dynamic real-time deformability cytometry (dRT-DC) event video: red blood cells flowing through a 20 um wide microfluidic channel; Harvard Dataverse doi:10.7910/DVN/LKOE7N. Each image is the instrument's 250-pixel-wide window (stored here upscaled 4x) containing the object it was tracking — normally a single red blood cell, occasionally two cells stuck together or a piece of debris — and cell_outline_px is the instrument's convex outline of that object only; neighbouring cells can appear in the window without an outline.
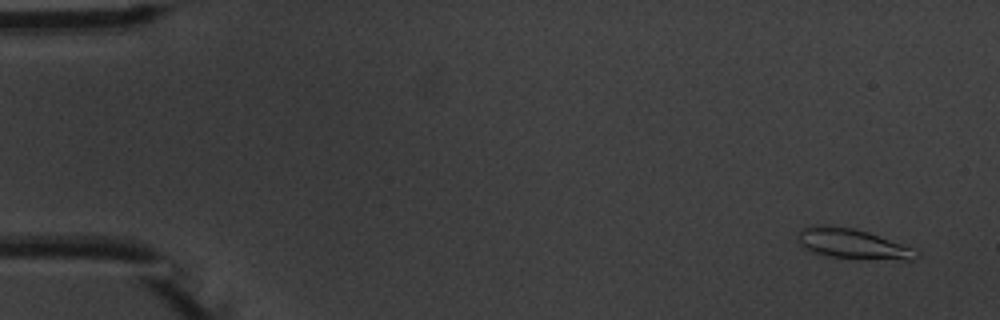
{"species": "common noctule bat (a hibernating species)", "species_latin": "Nyctalus noctula", "temperature_condition": "warm", "stored_images_in_passage": 6, "camera_frame_rate_fps": 3000, "um_per_image_px": 0.085, "animal": {"sex": "male", "body_mass_g": 20.1, "forearm_length_mm": 53.5}, "frame": {"image": 1, "passage_image": 1, "time_ms": 0.0, "image_size_px": [1000, 320], "cell_outline_px": [[920, 256], [916, 260], [904, 260], [828, 256], [808, 252], [796, 240], [796, 236], [804, 228], [816, 224], [824, 224], [852, 228], [868, 232], [912, 248], [920, 252]], "centroid_in_image_um": [72.43, 20.72], "position_along_channel_um": 12.6, "area_um2": 20.69}}
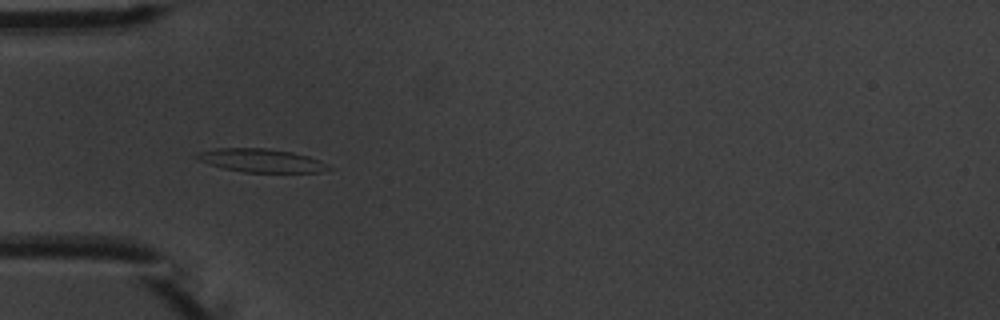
{"frame": {"image": 2, "passage_image": 5, "time_ms": 4.667, "image_size_px": [1000, 320], "cell_outline_px": [[336, 168], [320, 172], [244, 172], [224, 168], [200, 160], [192, 156], [196, 152], [216, 148], [264, 148], [292, 152], [308, 156], [320, 160]], "centroid_in_image_um": [22.24, 13.64], "position_along_channel_um": 62.8, "area_um2": 17.98}}